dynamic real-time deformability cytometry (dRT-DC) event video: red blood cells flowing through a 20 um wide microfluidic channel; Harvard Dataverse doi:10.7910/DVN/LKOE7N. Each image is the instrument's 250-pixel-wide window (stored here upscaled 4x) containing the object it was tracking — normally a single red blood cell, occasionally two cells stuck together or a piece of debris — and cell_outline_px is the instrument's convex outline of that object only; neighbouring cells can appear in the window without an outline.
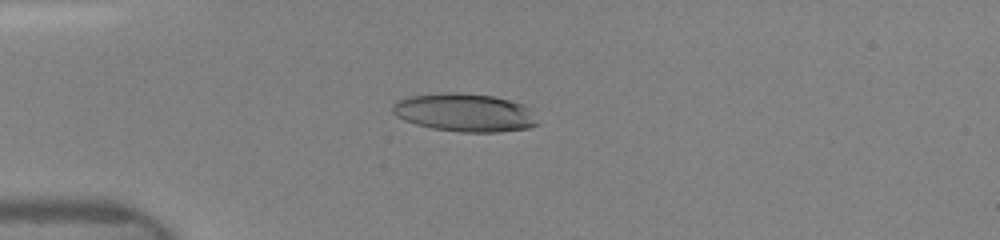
{"species": "human", "species_latin": "Homo sapiens", "temperature_condition": "room temperature", "stored_images_in_passage": 11, "camera_frame_rate_fps": 3000, "um_per_image_px": 0.085, "donor": {"sex": "female"}, "frame": {"image": 1, "passage_image": 10, "time_ms": 4.0, "image_size_px": [1000, 240], "cell_outline_px": [[540, 124], [528, 128], [496, 132], [460, 132], [432, 128], [416, 124], [404, 120], [396, 116], [392, 112], [392, 104], [408, 96], [436, 92], [460, 92], [492, 96], [524, 104], [532, 108]], "centroid_in_image_um": [39.52, 9.56], "position_along_channel_um": 45.5, "area_um2": 32.66}}